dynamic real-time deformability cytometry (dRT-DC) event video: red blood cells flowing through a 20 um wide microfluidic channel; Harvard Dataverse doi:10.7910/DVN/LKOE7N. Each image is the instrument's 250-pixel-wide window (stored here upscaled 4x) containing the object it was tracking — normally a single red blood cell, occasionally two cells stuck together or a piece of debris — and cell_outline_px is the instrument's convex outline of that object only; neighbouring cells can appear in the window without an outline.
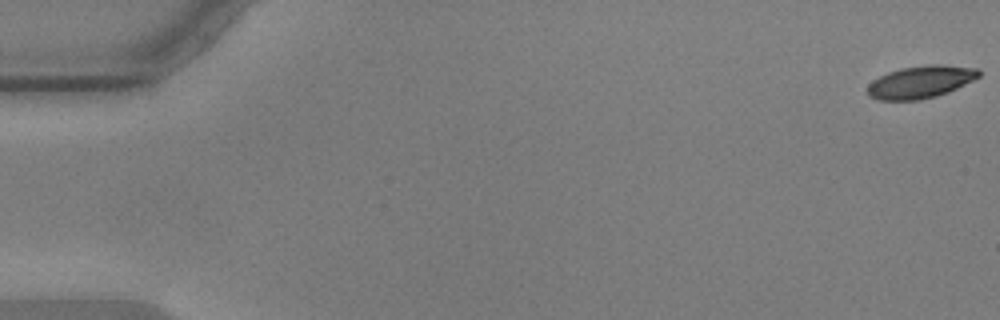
{"species": "common noctule bat (a hibernating species)", "species_latin": "Nyctalus noctula", "temperature_condition": "warm", "stored_images_in_passage": 58, "camera_frame_rate_fps": 3000, "um_per_image_px": 0.085, "animal": {"sex": "male", "body_mass_g": 17.9, "forearm_length_mm": 54.2}, "frame": {"image": 1, "passage_image": 1, "time_ms": 0.0, "image_size_px": [1000, 320], "cell_outline_px": [[980, 76], [948, 92], [936, 96], [920, 100], [876, 100], [868, 96], [868, 84], [872, 80], [888, 72], [900, 68], [928, 64], [940, 64], [976, 68], [980, 72]], "centroid_in_image_um": [78.21, 6.96], "position_along_channel_um": 6.8, "area_um2": 21.04}}
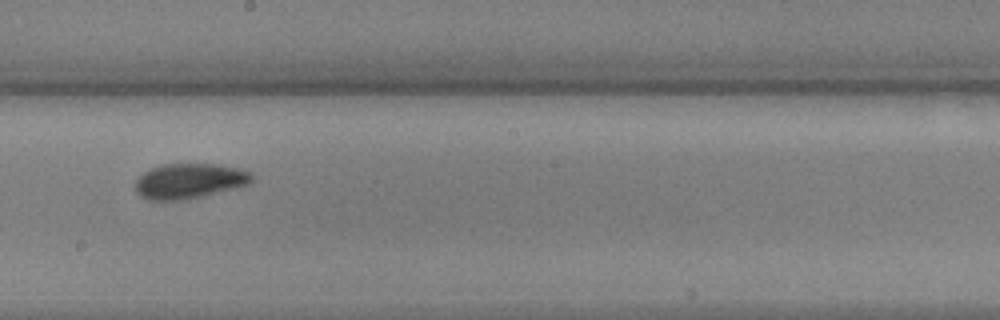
{"frame": {"image": 2, "passage_image": 33, "time_ms": 10.667, "image_size_px": [1000, 320], "cell_outline_px": [[252, 180], [248, 184], [196, 196], [176, 200], [148, 200], [140, 196], [136, 192], [136, 180], [144, 172], [160, 164], [216, 164], [236, 168], [252, 172]], "centroid_in_image_um": [16.04, 15.36], "position_along_channel_um": 232.2, "area_um2": 23.18}}
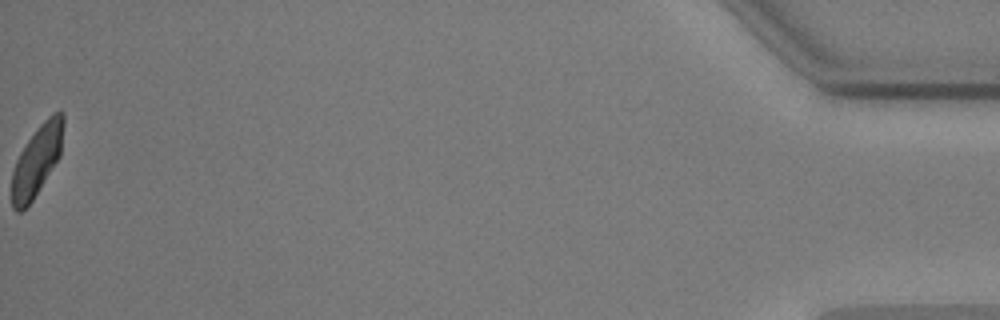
{"frame": {"image": 3, "passage_image": 58, "time_ms": 19.0, "image_size_px": [1000, 320], "cell_outline_px": [[64, 124], [60, 156], [32, 200], [20, 212], [16, 212], [12, 208], [12, 172], [16, 160], [20, 152], [28, 140], [40, 124], [52, 112], [64, 112]], "centroid_in_image_um": [3.14, 13.62], "position_along_channel_um": 432.1, "area_um2": 20.98}, "authors_computed_cell_mechanics": {"area_um2": 22.2241, "velocity_mm_per_s": 3.5528, "shape_relaxation_time_tau1_ms": 3.8779, "shape_relaxation_time_tau2_ms": 2.4231, "deformation_change_tau1": 0.1429, "deformation_change_tau2": 0.0735}}